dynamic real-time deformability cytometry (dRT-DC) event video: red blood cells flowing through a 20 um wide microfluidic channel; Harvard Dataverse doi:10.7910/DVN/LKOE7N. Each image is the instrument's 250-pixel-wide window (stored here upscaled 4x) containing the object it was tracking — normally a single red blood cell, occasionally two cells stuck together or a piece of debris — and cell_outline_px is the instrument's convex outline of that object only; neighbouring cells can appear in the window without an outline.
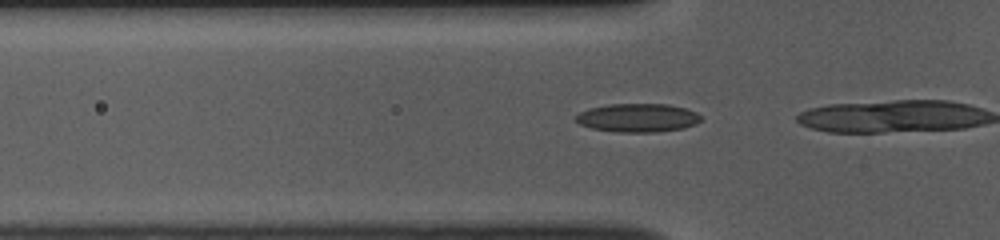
{"species": "common noctule bat (a hibernating species)", "species_latin": "Nyctalus noctula", "temperature_condition": "room temperature", "stored_images_in_passage": 16, "camera_frame_rate_fps": 3000, "um_per_image_px": 0.085, "animal": {"sex": "female", "body_mass_g": 10.0, "forearm_length_mm": 53.1}, "frame": {"image": 1, "passage_image": 13, "time_ms": 4.0, "image_size_px": [1000, 240], "cell_outline_px": [[700, 120], [696, 124], [684, 128], [652, 132], [620, 132], [592, 128], [580, 124], [576, 120], [576, 116], [580, 112], [588, 108], [608, 104], [668, 104], [684, 108], [696, 112], [700, 116]], "centroid_in_image_um": [54.2, 10.0], "position_along_channel_um": 71.6, "area_um2": 20.63}}